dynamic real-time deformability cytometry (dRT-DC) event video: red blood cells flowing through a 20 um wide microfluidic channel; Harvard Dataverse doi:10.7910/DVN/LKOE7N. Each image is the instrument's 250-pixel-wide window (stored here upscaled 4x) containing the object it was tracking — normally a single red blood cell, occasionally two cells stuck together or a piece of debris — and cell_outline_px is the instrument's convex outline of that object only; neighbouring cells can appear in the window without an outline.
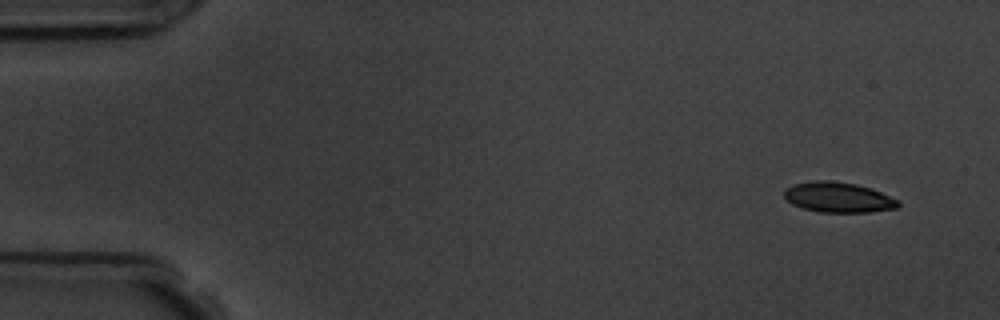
{"species": "common noctule bat (a hibernating species)", "species_latin": "Nyctalus noctula", "temperature_condition": "room temperature", "stored_images_in_passage": 9, "camera_frame_rate_fps": 3000, "um_per_image_px": 0.085, "animal": {"sex": "male", "body_mass_g": 19.5, "forearm_length_mm": 54.6}, "frame": {"image": 1, "passage_image": 1, "time_ms": 0.0, "image_size_px": [1000, 320], "cell_outline_px": [[900, 204], [896, 208], [868, 212], [820, 212], [804, 208], [792, 204], [784, 200], [784, 188], [792, 184], [816, 180], [828, 180], [856, 184], [880, 192], [900, 200]], "centroid_in_image_um": [71.21, 16.77], "position_along_channel_um": 13.8, "area_um2": 20.11}}
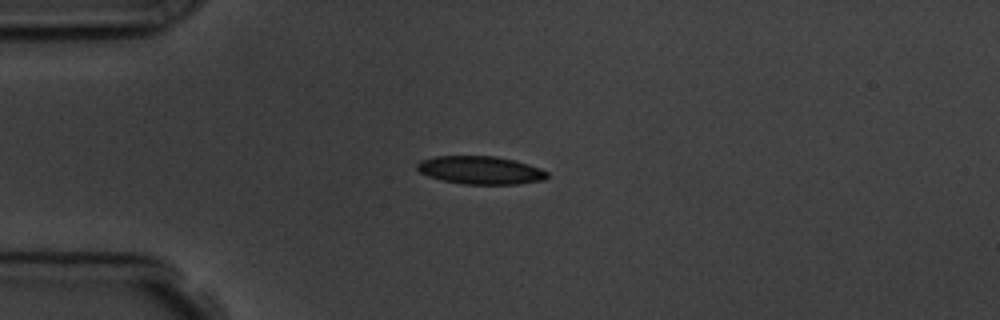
{"frame": {"image": 2, "passage_image": 4, "time_ms": 3.333, "image_size_px": [1000, 320], "cell_outline_px": [[548, 176], [544, 180], [516, 184], [464, 184], [444, 180], [420, 172], [416, 168], [416, 164], [420, 160], [436, 156], [496, 156], [516, 160], [540, 168], [548, 172]], "centroid_in_image_um": [40.87, 14.45], "position_along_channel_um": 44.1, "area_um2": 21.15}}